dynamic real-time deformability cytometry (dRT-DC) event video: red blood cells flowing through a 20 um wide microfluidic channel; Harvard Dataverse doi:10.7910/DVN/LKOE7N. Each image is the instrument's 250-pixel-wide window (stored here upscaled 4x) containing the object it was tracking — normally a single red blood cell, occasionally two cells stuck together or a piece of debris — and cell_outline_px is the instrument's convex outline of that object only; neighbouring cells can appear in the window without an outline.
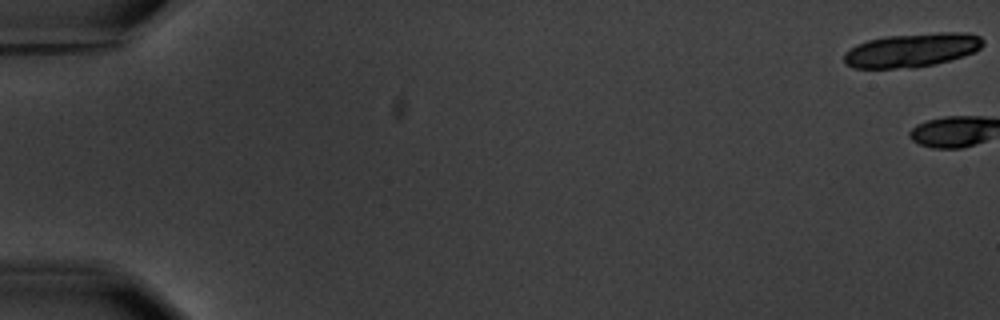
{"species": "common noctule bat (a hibernating species)", "species_latin": "Nyctalus noctula", "temperature_condition": "warm", "stored_images_in_passage": 7, "camera_frame_rate_fps": 3000, "um_per_image_px": 0.085, "animal": {"sex": "male", "body_mass_g": 20.1, "forearm_length_mm": 53.5}, "frame": {"image": 1, "passage_image": 1, "time_ms": 0.0, "image_size_px": [1000, 320], "cell_outline_px": [[984, 44], [976, 52], [936, 64], [912, 68], [852, 68], [844, 64], [844, 56], [856, 44], [868, 40], [888, 36], [940, 32], [968, 32], [980, 36], [984, 40]], "centroid_in_image_um": [77.55, 4.26], "position_along_channel_um": 7.4, "area_um2": 27.51}}